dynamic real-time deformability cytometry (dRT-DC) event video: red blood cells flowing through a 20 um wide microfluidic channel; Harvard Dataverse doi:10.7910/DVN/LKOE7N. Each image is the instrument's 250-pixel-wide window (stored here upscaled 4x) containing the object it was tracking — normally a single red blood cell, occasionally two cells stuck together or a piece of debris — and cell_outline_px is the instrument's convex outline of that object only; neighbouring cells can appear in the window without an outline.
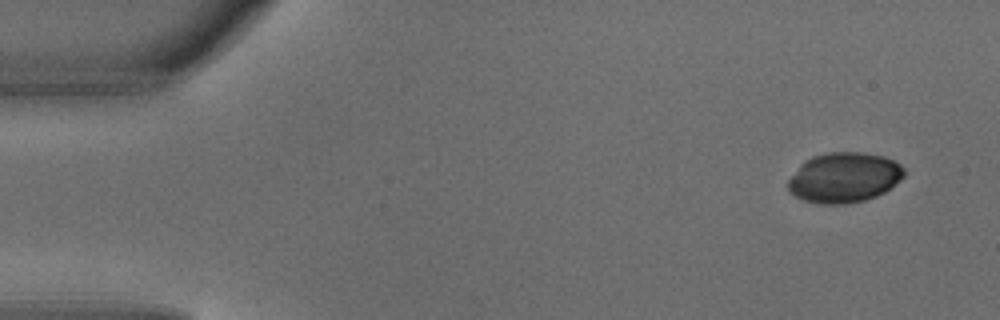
{"species": "common noctule bat (a hibernating species)", "species_latin": "Nyctalus noctula", "temperature_condition": "warm", "stored_images_in_passage": 4, "camera_frame_rate_fps": 3000, "um_per_image_px": 0.085, "animal": {"sex": "male", "body_mass_g": 18.8}, "frame": {"image": 1, "passage_image": 1, "time_ms": 0.0, "image_size_px": [1000, 320], "cell_outline_px": [[904, 176], [892, 188], [876, 196], [864, 200], [844, 204], [820, 204], [804, 200], [788, 192], [788, 180], [800, 164], [812, 156], [828, 152], [860, 152], [884, 156], [900, 164], [904, 168]], "centroid_in_image_um": [71.75, 15.09], "position_along_channel_um": 13.3, "area_um2": 33.99}}